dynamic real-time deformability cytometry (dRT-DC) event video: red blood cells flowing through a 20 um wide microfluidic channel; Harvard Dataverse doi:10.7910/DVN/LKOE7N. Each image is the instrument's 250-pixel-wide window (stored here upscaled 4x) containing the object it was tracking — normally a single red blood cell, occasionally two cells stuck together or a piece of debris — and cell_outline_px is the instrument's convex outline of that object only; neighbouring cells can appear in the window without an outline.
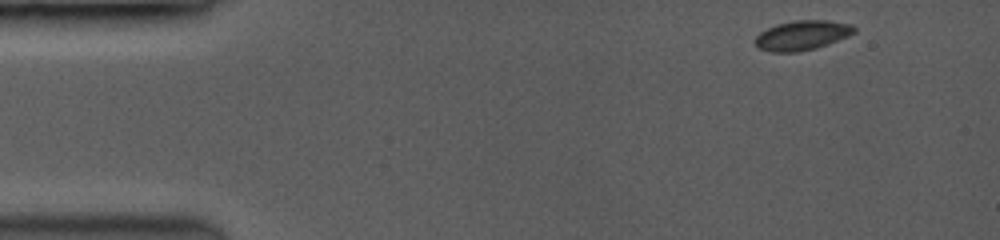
{"species": "common noctule bat (a hibernating species)", "species_latin": "Nyctalus noctula", "temperature_condition": "room temperature", "stored_images_in_passage": 60, "camera_frame_rate_fps": 3500, "um_per_image_px": 0.085, "animal": {"sex": "female", "body_mass_g": 19.0, "forearm_length_mm": 53.3}, "frame": {"image": 1, "passage_image": 1, "time_ms": 0.0, "image_size_px": [1000, 240], "cell_outline_px": [[856, 28], [848, 36], [812, 48], [796, 52], [772, 52], [760, 48], [756, 44], [756, 36], [760, 32], [768, 28], [780, 24], [800, 20], [824, 20], [848, 24]], "centroid_in_image_um": [68.14, 3.0], "position_along_channel_um": 16.9, "area_um2": 16.3}}
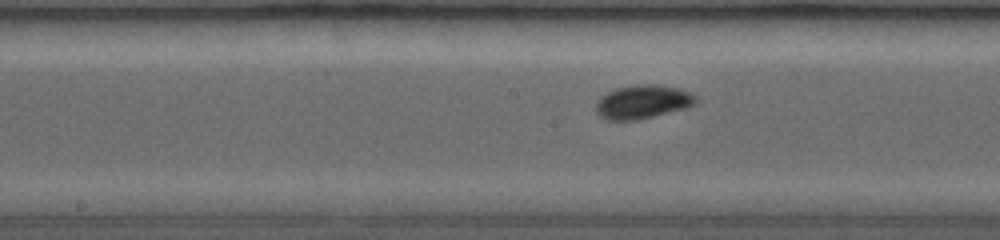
{"frame": {"image": 2, "passage_image": 26, "time_ms": 6.857, "image_size_px": [1000, 240], "cell_outline_px": [[696, 100], [692, 104], [684, 108], [636, 120], [608, 120], [600, 116], [596, 112], [596, 104], [608, 92], [616, 88], [636, 84], [652, 84], [676, 88], [688, 92]], "centroid_in_image_um": [54.56, 8.66], "position_along_channel_um": 193.6, "area_um2": 18.9}}
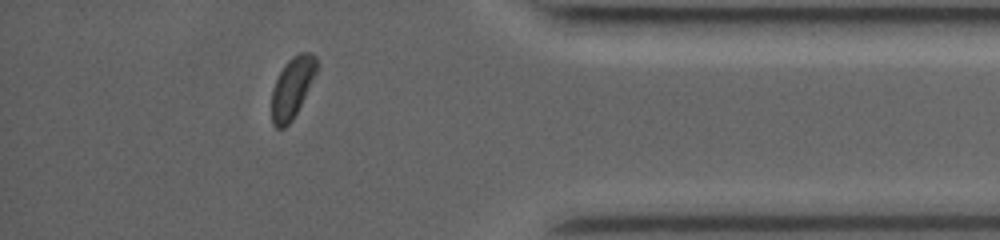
{"frame": {"image": 3, "passage_image": 53, "time_ms": 12.571, "image_size_px": [1000, 240], "cell_outline_px": [[320, 64], [292, 120], [284, 128], [276, 128], [272, 124], [272, 88], [284, 64], [292, 56], [300, 52], [308, 52], [316, 56]], "centroid_in_image_um": [24.84, 7.4], "position_along_channel_um": 410.4, "area_um2": 15.78}, "authors_computed_cell_mechanics": {"area_um2": 17.1377, "velocity_mm_per_s": 4.0512, "shape_relaxation_time_tau1_ms": 1.349, "shape_relaxation_time_tau2_ms": null, "deformation_change_tau1": 0.0596, "deformation_change_tau2": null}}